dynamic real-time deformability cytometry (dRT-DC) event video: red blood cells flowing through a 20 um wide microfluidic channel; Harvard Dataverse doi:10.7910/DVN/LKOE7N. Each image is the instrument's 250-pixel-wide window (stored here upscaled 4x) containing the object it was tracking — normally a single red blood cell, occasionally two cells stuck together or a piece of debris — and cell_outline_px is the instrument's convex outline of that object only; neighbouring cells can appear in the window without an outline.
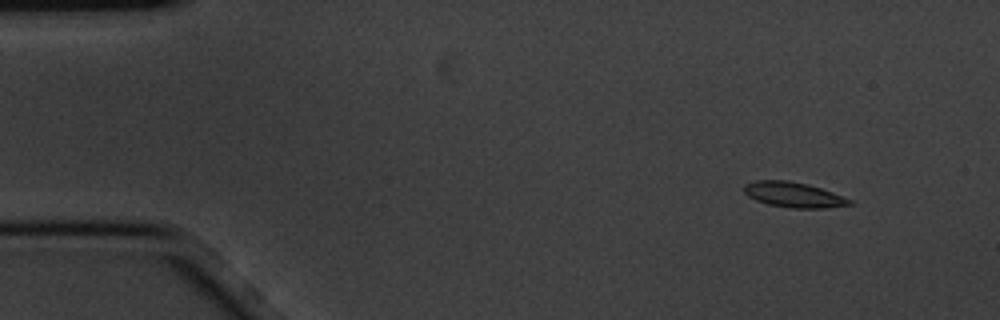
{"species": "common noctule bat (a hibernating species)", "species_latin": "Nyctalus noctula", "temperature_condition": "cold", "stored_images_in_passage": 9, "camera_frame_rate_fps": 3000, "um_per_image_px": 0.085, "animal": {"sex": "male", "body_mass_g": 20.1, "forearm_length_mm": 53.5}, "frame": {"image": 1, "passage_image": 1, "time_ms": 0.0, "image_size_px": [1000, 320], "cell_outline_px": [[852, 204], [828, 208], [792, 208], [768, 204], [756, 200], [748, 196], [744, 192], [744, 184], [756, 180], [788, 180], [808, 184], [832, 192], [852, 200]], "centroid_in_image_um": [67.44, 16.55], "position_along_channel_um": 17.6, "area_um2": 15.49}}
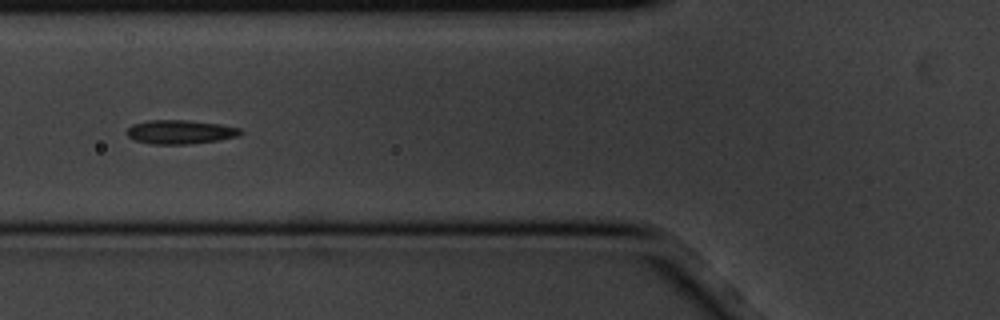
{"frame": {"image": 2, "passage_image": 5, "time_ms": 1.333, "image_size_px": [1000, 320], "cell_outline_px": [[244, 132], [236, 136], [220, 140], [188, 144], [152, 144], [136, 140], [128, 136], [124, 132], [132, 124], [148, 120], [184, 120], [220, 124], [240, 128]], "centroid_in_image_um": [15.3, 11.21], "position_along_channel_um": 110.5, "area_um2": 15.84}}
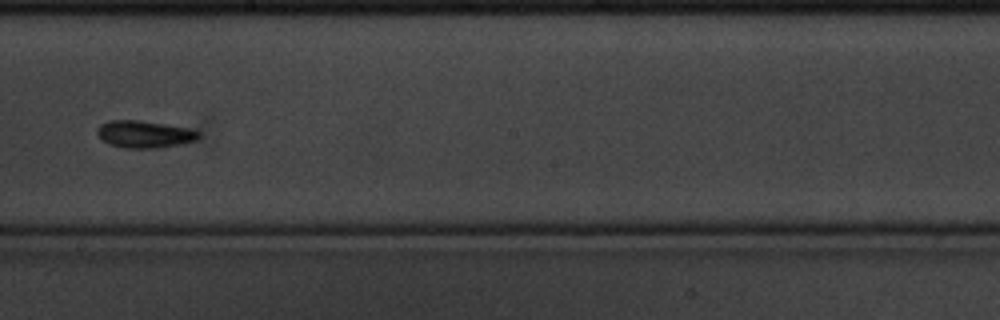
{"frame": {"image": 3, "passage_image": 8, "time_ms": 2.333, "image_size_px": [1000, 320], "cell_outline_px": [[200, 136], [196, 140], [184, 144], [160, 148], [124, 148], [108, 144], [96, 132], [96, 128], [100, 124], [108, 120], [140, 120], [188, 128], [200, 132]], "centroid_in_image_um": [12.28, 11.41], "position_along_channel_um": 235.9, "area_um2": 16.24}}